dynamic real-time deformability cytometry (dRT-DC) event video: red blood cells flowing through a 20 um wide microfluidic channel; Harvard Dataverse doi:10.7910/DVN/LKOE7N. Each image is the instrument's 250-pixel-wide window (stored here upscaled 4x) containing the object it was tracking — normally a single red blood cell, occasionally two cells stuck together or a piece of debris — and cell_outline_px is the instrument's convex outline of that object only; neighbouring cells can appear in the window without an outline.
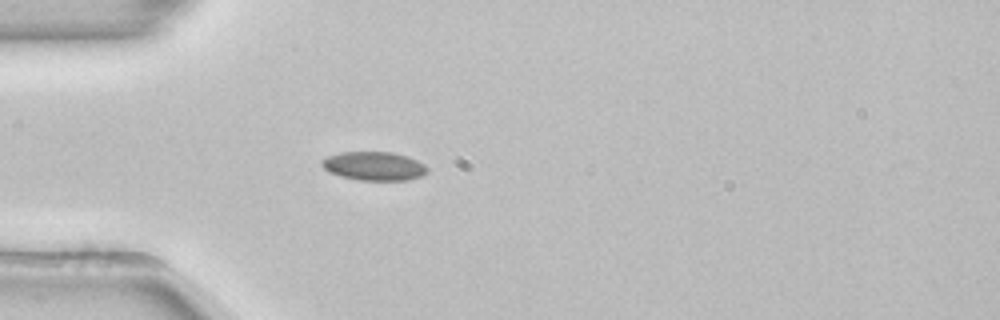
{"species": "common noctule bat (a hibernating species)", "species_latin": "Nyctalus noctula", "temperature_condition": "room temperature", "stored_images_in_passage": 35, "camera_frame_rate_fps": 3000, "um_per_image_px": 0.085, "animal": {"sex": "female", "body_mass_g": 22.7, "forearm_length_mm": 54.2}, "frame": {"image": 1, "passage_image": 10, "time_ms": 3.0, "image_size_px": [1000, 320], "cell_outline_px": [[428, 172], [420, 176], [408, 180], [360, 180], [340, 176], [328, 172], [320, 164], [320, 160], [328, 156], [340, 152], [392, 152], [408, 156], [424, 164], [428, 168]], "centroid_in_image_um": [31.77, 14.11], "position_along_channel_um": 53.2, "area_um2": 17.74}, "authors_computed_cell_mechanics": {"area_um2": 17.3978, "velocity_mm_per_s": 3.8743, "shape_relaxation_time_tau1_ms": null, "shape_relaxation_time_tau2_ms": 4.1998, "deformation_change_tau1": null, "deformation_change_tau2": 0.057}}